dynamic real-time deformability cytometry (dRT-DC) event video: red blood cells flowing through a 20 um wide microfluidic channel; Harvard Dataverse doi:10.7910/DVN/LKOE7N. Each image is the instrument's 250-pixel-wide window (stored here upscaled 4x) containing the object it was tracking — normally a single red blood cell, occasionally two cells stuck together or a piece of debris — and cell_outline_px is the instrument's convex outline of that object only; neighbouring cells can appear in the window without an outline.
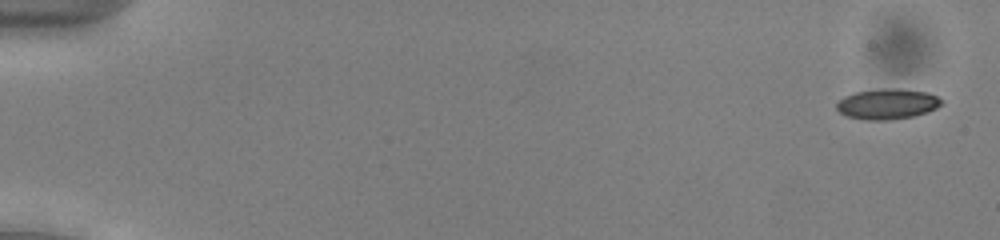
{"species": "common noctule bat (a hibernating species)", "species_latin": "Nyctalus noctula", "temperature_condition": "cold", "stored_images_in_passage": 53, "camera_frame_rate_fps": 3000, "um_per_image_px": 0.085, "animal": {"sex": "male", "body_mass_g": 13.0, "forearm_length_mm": 53.1}, "frame": {"image": 1, "passage_image": 2, "time_ms": 0.333, "image_size_px": [1000, 240], "cell_outline_px": [[944, 104], [928, 112], [916, 116], [892, 120], [868, 120], [848, 116], [840, 112], [836, 108], [836, 104], [844, 96], [856, 92], [884, 88], [900, 88], [928, 92], [944, 100]], "centroid_in_image_um": [75.49, 8.84], "position_along_channel_um": 9.5, "area_um2": 18.84}}
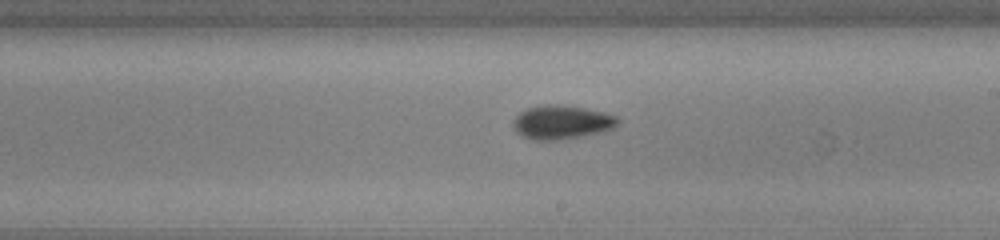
{"frame": {"image": 2, "passage_image": 32, "time_ms": 10.333, "image_size_px": [1000, 240], "cell_outline_px": [[620, 120], [612, 128], [600, 132], [560, 140], [532, 140], [516, 132], [512, 124], [516, 116], [520, 112], [528, 108], [544, 104], [560, 104], [584, 108], [604, 112], [616, 116]], "centroid_in_image_um": [47.72, 10.38], "position_along_channel_um": 241.3, "area_um2": 20.52}}
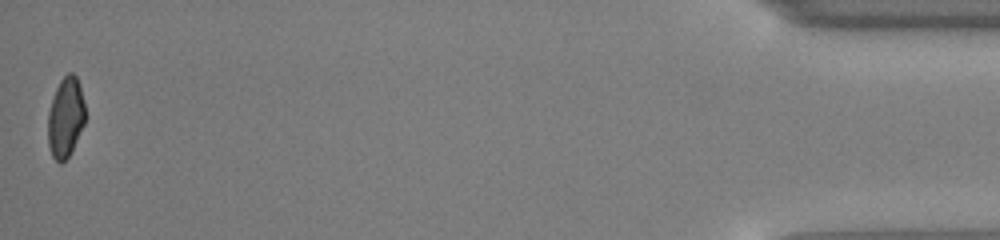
{"frame": {"image": 3, "passage_image": 53, "time_ms": 17.333, "image_size_px": [1000, 240], "cell_outline_px": [[84, 124], [72, 152], [60, 164], [52, 156], [48, 144], [48, 112], [56, 88], [60, 80], [68, 72], [72, 72], [76, 76], [80, 84], [84, 104]], "centroid_in_image_um": [5.57, 9.98], "position_along_channel_um": 429.6, "area_um2": 17.4}, "authors_computed_cell_mechanics": {"area_um2": 19.074, "velocity_mm_per_s": 3.9385, "shape_relaxation_time_tau1_ms": 3.8918, "shape_relaxation_time_tau2_ms": null, "deformation_change_tau1": 0.1078, "deformation_change_tau2": null}}